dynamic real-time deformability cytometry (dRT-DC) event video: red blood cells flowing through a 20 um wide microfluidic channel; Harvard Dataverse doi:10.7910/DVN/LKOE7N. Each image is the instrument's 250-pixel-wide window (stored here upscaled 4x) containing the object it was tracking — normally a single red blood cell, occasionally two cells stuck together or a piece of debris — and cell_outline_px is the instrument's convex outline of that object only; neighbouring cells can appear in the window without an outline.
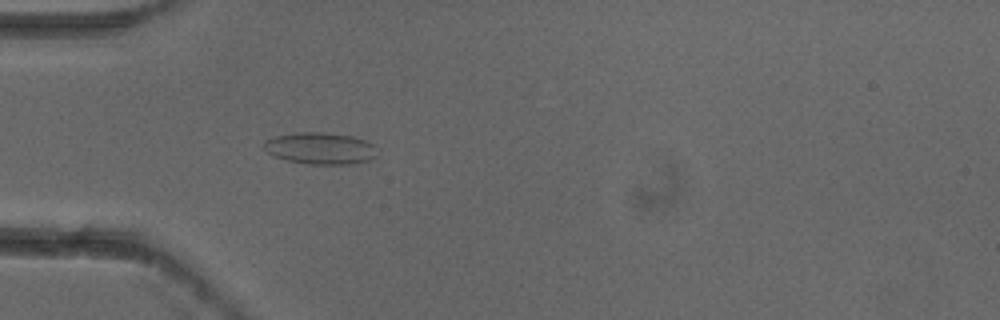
{"species": "common noctule bat (a hibernating species)", "species_latin": "Nyctalus noctula", "temperature_condition": "cold", "stored_images_in_passage": 3, "camera_frame_rate_fps": 3000, "um_per_image_px": 0.085, "animal": {"sex": "female"}, "frame": {"image": 1, "passage_image": 3, "time_ms": 0.667, "image_size_px": [1000, 320], "cell_outline_px": [[376, 156], [372, 160], [352, 164], [308, 164], [288, 160], [276, 156], [268, 152], [264, 148], [264, 140], [276, 136], [296, 132], [324, 132], [352, 136], [364, 140], [372, 144]], "centroid_in_image_um": [27.23, 12.6], "position_along_channel_um": 57.8, "area_um2": 20.81}}